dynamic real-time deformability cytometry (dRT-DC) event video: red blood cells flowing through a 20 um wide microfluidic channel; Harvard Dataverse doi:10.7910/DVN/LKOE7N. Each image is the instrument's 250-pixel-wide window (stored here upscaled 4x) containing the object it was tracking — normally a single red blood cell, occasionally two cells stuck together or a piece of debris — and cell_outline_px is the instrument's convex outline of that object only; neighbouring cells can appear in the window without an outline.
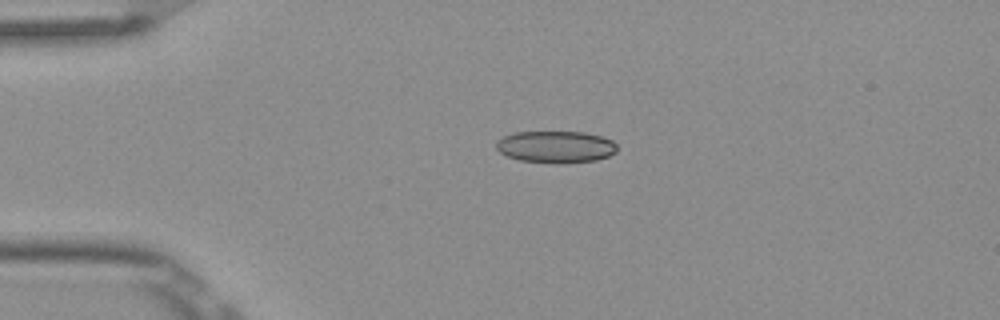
{"species": "Egyptian fruit bat (a non-hibernating species)", "species_latin": "Rousettus aegyptiacus", "temperature_condition": "room temperature", "stored_images_in_passage": 4, "camera_frame_rate_fps": 3000, "um_per_image_px": 0.085, "frame": {"image": 1, "passage_image": 3, "time_ms": 0.667, "image_size_px": [1000, 320], "cell_outline_px": [[616, 152], [608, 156], [596, 160], [520, 160], [508, 156], [500, 152], [496, 148], [496, 140], [504, 136], [516, 132], [584, 132], [600, 136], [612, 140], [616, 144]], "centroid_in_image_um": [47.22, 12.42], "position_along_channel_um": 37.8, "area_um2": 21.39}}